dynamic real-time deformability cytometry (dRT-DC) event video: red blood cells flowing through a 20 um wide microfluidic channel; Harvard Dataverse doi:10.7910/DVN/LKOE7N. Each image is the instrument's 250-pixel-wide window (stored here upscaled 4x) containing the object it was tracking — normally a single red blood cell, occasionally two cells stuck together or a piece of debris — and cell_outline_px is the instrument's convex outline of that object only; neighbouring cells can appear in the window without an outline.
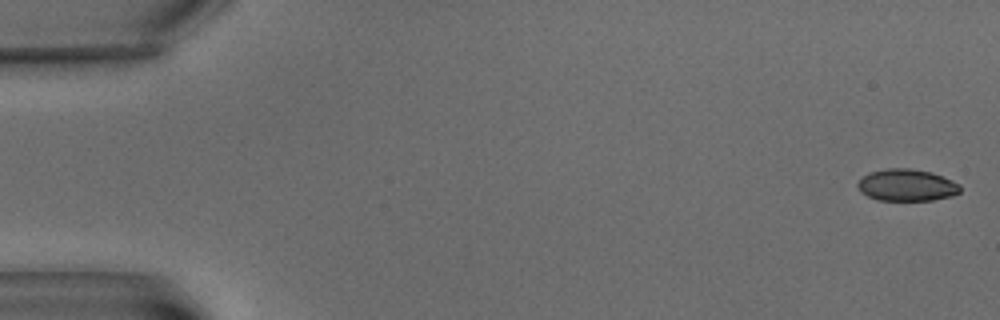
{"species": "common noctule bat (a hibernating species)", "species_latin": "Nyctalus noctula", "temperature_condition": "warm", "stored_images_in_passage": 5, "camera_frame_rate_fps": 3000, "um_per_image_px": 0.085, "animal": {"sex": "male", "body_mass_g": 15.6}, "frame": {"image": 1, "passage_image": 1, "time_ms": 0.0, "image_size_px": [1000, 320], "cell_outline_px": [[960, 192], [952, 196], [932, 200], [876, 200], [860, 192], [856, 184], [868, 172], [888, 168], [908, 168], [932, 172], [952, 180], [960, 184]], "centroid_in_image_um": [77.07, 15.73], "position_along_channel_um": 7.9, "area_um2": 19.13}}
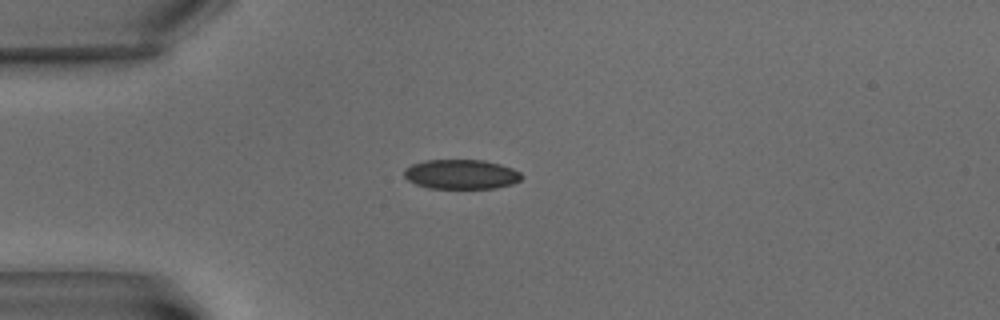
{"frame": {"image": 2, "passage_image": 5, "time_ms": 5.667, "image_size_px": [1000, 320], "cell_outline_px": [[524, 176], [520, 180], [512, 184], [496, 188], [428, 188], [416, 184], [408, 180], [404, 176], [404, 168], [412, 164], [424, 160], [484, 160], [500, 164], [512, 168], [520, 172]], "centroid_in_image_um": [39.2, 14.81], "position_along_channel_um": 45.8, "area_um2": 20.35}}